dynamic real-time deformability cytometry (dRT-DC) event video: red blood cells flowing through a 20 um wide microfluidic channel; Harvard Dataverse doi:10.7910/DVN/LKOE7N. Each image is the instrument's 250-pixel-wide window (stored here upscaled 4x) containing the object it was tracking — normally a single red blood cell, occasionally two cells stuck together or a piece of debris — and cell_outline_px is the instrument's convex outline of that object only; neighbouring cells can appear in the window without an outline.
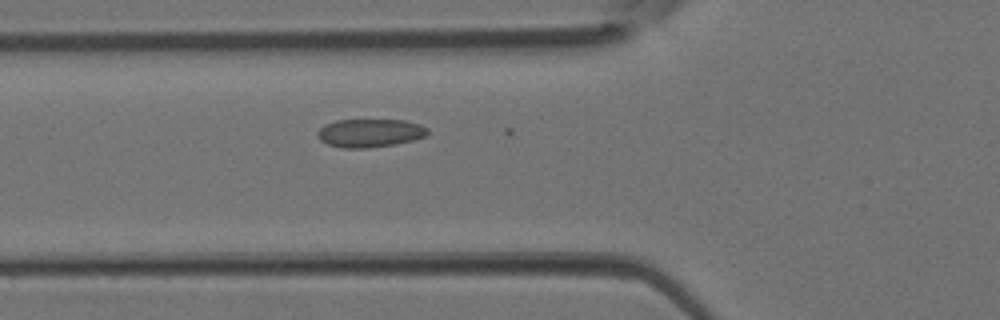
{"species": "Egyptian fruit bat (a non-hibernating species)", "species_latin": "Rousettus aegyptiacus", "temperature_condition": "room temperature", "stored_images_in_passage": 3, "camera_frame_rate_fps": 3000, "um_per_image_px": 0.085, "animal": {"sex": "female"}, "frame": {"image": 1, "passage_image": 3, "time_ms": 0.667, "image_size_px": [1000, 320], "cell_outline_px": [[428, 132], [424, 136], [412, 140], [396, 144], [368, 148], [344, 148], [328, 144], [320, 140], [316, 136], [316, 132], [324, 124], [336, 120], [404, 120], [420, 124], [428, 128]], "centroid_in_image_um": [31.41, 11.3], "position_along_channel_um": 94.4, "area_um2": 18.21}}